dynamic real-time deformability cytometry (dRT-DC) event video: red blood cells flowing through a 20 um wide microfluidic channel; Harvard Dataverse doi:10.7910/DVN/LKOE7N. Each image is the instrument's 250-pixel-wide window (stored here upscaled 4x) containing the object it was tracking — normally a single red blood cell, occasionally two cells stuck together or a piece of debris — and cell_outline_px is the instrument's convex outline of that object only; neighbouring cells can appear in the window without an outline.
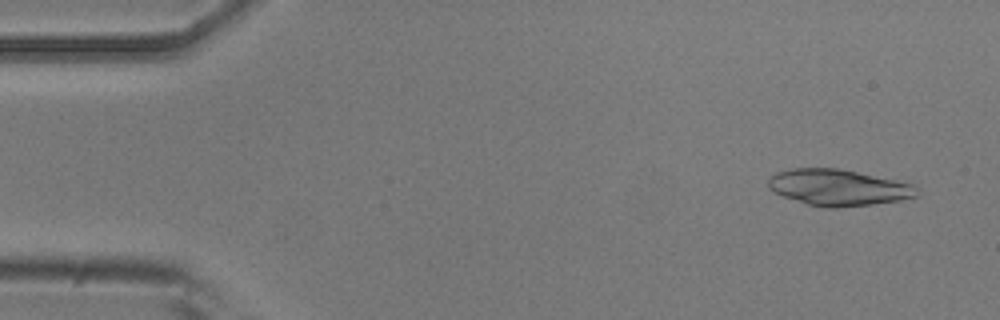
{"species": "common noctule bat (a hibernating species)", "species_latin": "Nyctalus noctula", "temperature_condition": "room temperature", "stored_images_in_passage": 51, "camera_frame_rate_fps": 3000, "um_per_image_px": 0.085, "animal": {"sex": "male", "body_mass_g": 20.5, "forearm_length_mm": 52.5}, "frame": {"image": 1, "passage_image": 3, "time_ms": 0.667, "image_size_px": [1000, 320], "cell_outline_px": [[916, 196], [900, 200], [872, 204], [840, 208], [828, 208], [808, 204], [784, 196], [768, 188], [768, 180], [776, 172], [792, 168], [836, 168], [856, 172], [912, 184], [916, 188]], "centroid_in_image_um": [71.22, 15.94], "position_along_channel_um": 13.8, "area_um2": 30.87}}